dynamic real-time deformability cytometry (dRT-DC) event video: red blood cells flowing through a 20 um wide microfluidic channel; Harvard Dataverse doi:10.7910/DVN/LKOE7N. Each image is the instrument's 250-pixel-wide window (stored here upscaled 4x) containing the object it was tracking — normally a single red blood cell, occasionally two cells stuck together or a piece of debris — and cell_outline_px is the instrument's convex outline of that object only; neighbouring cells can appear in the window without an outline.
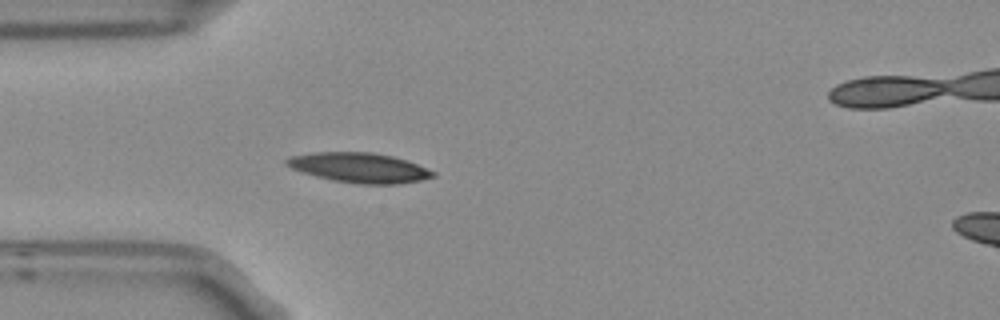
{"species": "Egyptian fruit bat (a non-hibernating species)", "species_latin": "Rousettus aegyptiacus", "temperature_condition": "room temperature", "stored_images_in_passage": 6, "camera_frame_rate_fps": 3000, "um_per_image_px": 0.085, "frame": {"image": 1, "passage_image": 5, "time_ms": 1.333, "image_size_px": [1000, 320], "cell_outline_px": [[436, 176], [420, 180], [396, 184], [356, 184], [332, 180], [316, 176], [292, 168], [284, 164], [284, 160], [292, 156], [312, 152], [372, 152], [392, 156], [416, 164], [436, 172]], "centroid_in_image_um": [30.53, 14.25], "position_along_channel_um": 54.5, "area_um2": 25.32}}